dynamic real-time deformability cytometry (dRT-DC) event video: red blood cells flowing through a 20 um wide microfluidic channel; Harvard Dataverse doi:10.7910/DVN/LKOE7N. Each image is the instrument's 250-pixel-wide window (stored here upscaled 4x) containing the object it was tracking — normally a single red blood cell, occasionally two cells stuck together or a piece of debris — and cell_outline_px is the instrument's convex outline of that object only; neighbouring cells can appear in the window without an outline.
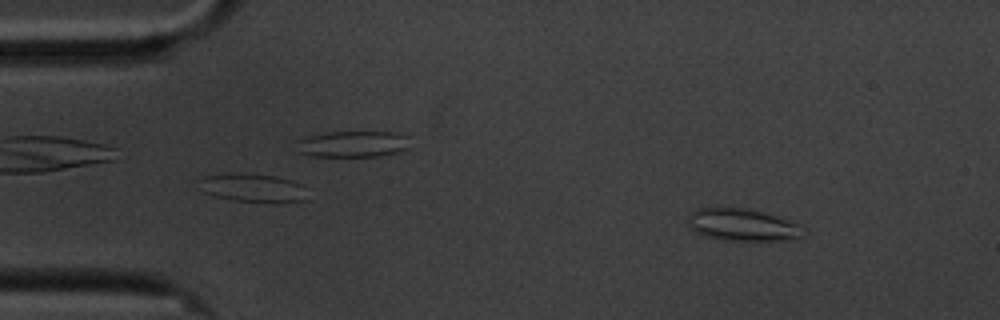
{"species": "common noctule bat (a hibernating species)", "species_latin": "Nyctalus noctula", "temperature_condition": "cold", "stored_images_in_passage": 59, "camera_frame_rate_fps": 3000, "um_per_image_px": 0.085, "animal": {"sex": "male", "body_mass_g": 20.1, "forearm_length_mm": 53.5}, "frame": {"image": 1, "passage_image": 8, "time_ms": 2.333, "image_size_px": [1000, 320], "cell_outline_px": [[808, 232], [804, 236], [792, 240], [724, 240], [704, 236], [696, 232], [688, 224], [688, 216], [696, 208], [748, 208], [776, 216], [800, 224]], "centroid_in_image_um": [63.17, 19.12], "position_along_channel_um": 21.8, "area_um2": 21.79}}
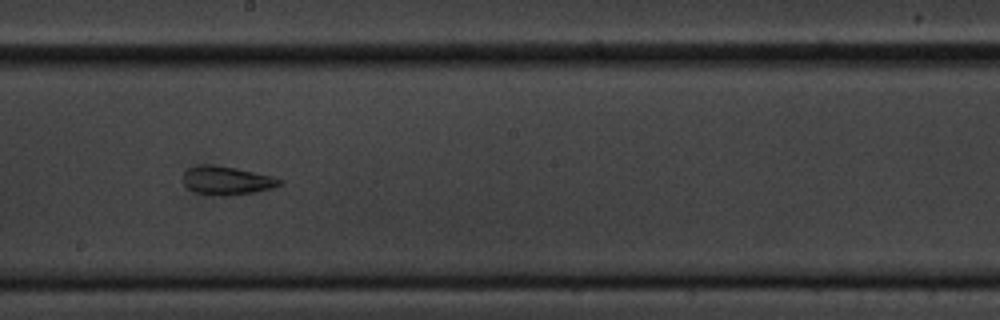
{"frame": {"image": 2, "passage_image": 33, "time_ms": 10.667, "image_size_px": [1000, 320], "cell_outline_px": [[284, 184], [272, 188], [252, 192], [228, 196], [220, 196], [196, 192], [188, 188], [184, 184], [184, 172], [188, 168], [200, 164], [212, 164], [236, 168], [272, 176], [284, 180]], "centroid_in_image_um": [19.3, 15.33], "position_along_channel_um": 228.9, "area_um2": 16.07}}
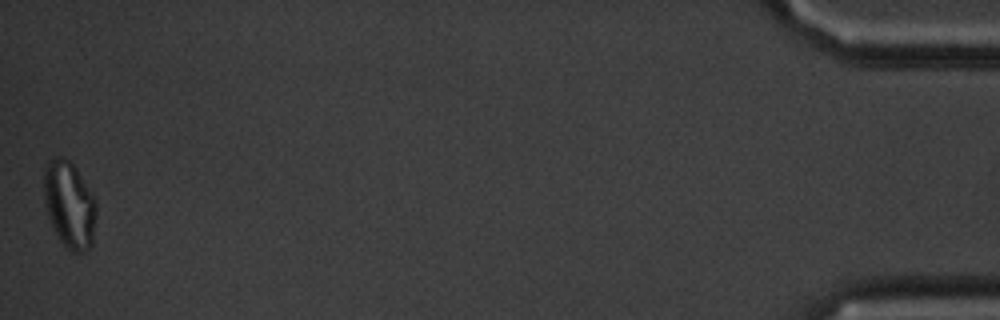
{"frame": {"image": 3, "passage_image": 59, "time_ms": 19.333, "image_size_px": [1000, 320], "cell_outline_px": [[96, 216], [92, 244], [88, 252], [72, 252], [60, 240], [48, 216], [44, 200], [44, 168], [48, 160], [56, 156], [60, 156], [68, 160], [76, 168], [96, 200]], "centroid_in_image_um": [5.9, 17.39], "position_along_channel_um": 429.3, "area_um2": 26.47}, "authors_computed_cell_mechanics": {"area_um2": 19.4786, "velocity_mm_per_s": 3.3959, "shape_relaxation_time_tau1_ms": null, "shape_relaxation_time_tau2_ms": 2.3525, "deformation_change_tau1": null, "deformation_change_tau2": 0.082}}